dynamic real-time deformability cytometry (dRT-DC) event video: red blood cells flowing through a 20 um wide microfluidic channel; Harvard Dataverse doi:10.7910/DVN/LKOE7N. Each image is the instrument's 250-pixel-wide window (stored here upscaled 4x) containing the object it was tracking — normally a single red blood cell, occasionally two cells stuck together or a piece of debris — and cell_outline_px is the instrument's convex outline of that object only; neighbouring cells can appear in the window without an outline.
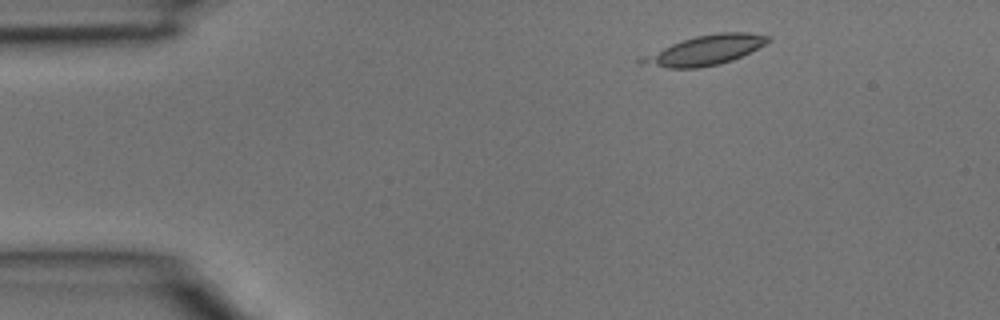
{"species": "common noctule bat (a hibernating species)", "species_latin": "Nyctalus noctula", "temperature_condition": "room temperature", "stored_images_in_passage": 3, "camera_frame_rate_fps": 3000, "um_per_image_px": 0.085, "animal": {"sex": "male", "body_mass_g": 15.6}, "frame": {"image": 1, "passage_image": 1, "time_ms": 0.0, "image_size_px": [1000, 320], "cell_outline_px": [[772, 40], [732, 60], [720, 64], [700, 68], [668, 68], [636, 64], [636, 60], [640, 56], [672, 44], [696, 36], [720, 32], [744, 32], [772, 36]], "centroid_in_image_um": [59.87, 4.29], "position_along_channel_um": 25.1, "area_um2": 21.85}}